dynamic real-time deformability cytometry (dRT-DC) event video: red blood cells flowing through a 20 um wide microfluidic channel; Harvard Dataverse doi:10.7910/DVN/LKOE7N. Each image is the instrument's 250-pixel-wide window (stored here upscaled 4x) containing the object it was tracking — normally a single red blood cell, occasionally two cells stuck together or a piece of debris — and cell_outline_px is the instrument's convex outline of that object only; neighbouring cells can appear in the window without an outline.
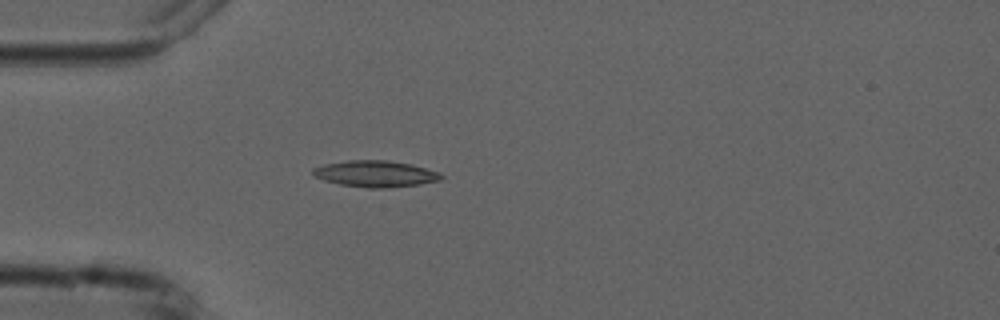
{"species": "common noctule bat (a hibernating species)", "species_latin": "Nyctalus noctula", "temperature_condition": "cold", "stored_images_in_passage": 4, "camera_frame_rate_fps": 3000, "um_per_image_px": 0.085, "animal": {"sex": "male", "forearm_length_mm": 52.5}, "frame": {"image": 1, "passage_image": 4, "time_ms": 3.667, "image_size_px": [1000, 320], "cell_outline_px": [[444, 176], [440, 180], [420, 184], [388, 188], [368, 188], [340, 184], [324, 180], [312, 176], [312, 168], [324, 164], [348, 160], [388, 160], [408, 164], [440, 172]], "centroid_in_image_um": [31.88, 14.77], "position_along_channel_um": 53.1, "area_um2": 19.71}}